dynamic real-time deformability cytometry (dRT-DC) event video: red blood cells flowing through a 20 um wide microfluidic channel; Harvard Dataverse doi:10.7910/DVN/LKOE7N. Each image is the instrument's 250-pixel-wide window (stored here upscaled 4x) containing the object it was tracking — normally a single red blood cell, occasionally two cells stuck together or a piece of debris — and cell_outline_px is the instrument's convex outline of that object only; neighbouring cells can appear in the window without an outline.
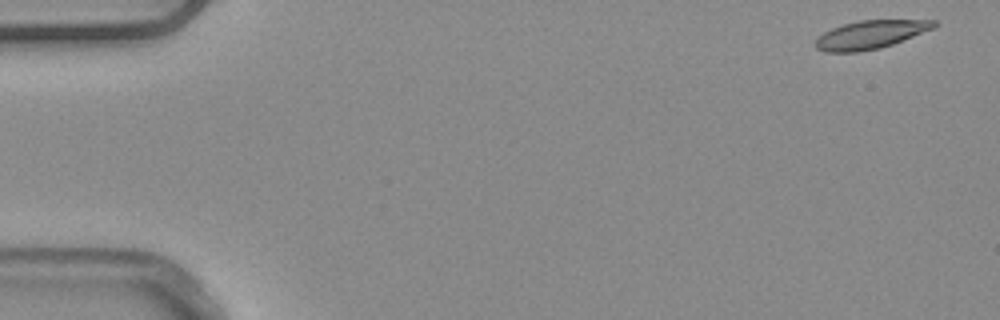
{"species": "common noctule bat (a hibernating species)", "species_latin": "Nyctalus noctula", "temperature_condition": "warm", "stored_images_in_passage": 5, "camera_frame_rate_fps": 3000, "um_per_image_px": 0.085, "animal": {"sex": "male", "body_mass_g": 20.4}, "frame": {"image": 1, "passage_image": 1, "time_ms": 0.0, "image_size_px": [1000, 320], "cell_outline_px": [[936, 28], [892, 44], [880, 48], [856, 52], [824, 52], [816, 48], [812, 44], [824, 32], [832, 28], [844, 24], [860, 20], [936, 20]], "centroid_in_image_um": [73.98, 2.95], "position_along_channel_um": 11.0, "area_um2": 19.54}}
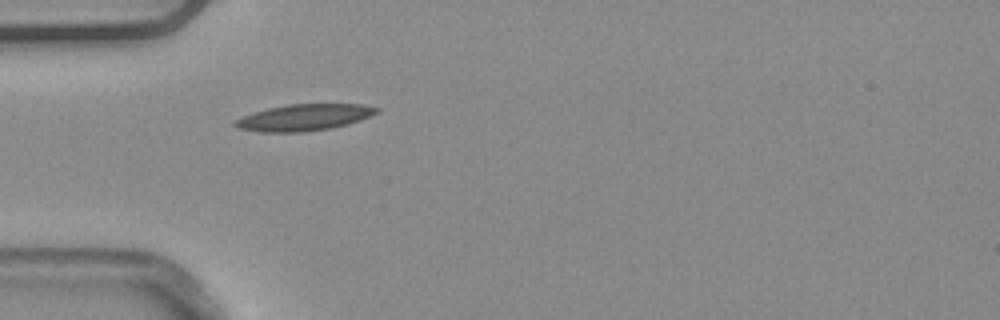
{"frame": {"image": 2, "passage_image": 5, "time_ms": 1.333, "image_size_px": [1000, 320], "cell_outline_px": [[380, 112], [360, 120], [348, 124], [328, 128], [304, 132], [264, 132], [240, 128], [232, 124], [236, 120], [252, 112], [268, 108], [288, 104], [364, 104], [380, 108]], "centroid_in_image_um": [25.89, 9.97], "position_along_channel_um": 59.1, "area_um2": 21.73}}